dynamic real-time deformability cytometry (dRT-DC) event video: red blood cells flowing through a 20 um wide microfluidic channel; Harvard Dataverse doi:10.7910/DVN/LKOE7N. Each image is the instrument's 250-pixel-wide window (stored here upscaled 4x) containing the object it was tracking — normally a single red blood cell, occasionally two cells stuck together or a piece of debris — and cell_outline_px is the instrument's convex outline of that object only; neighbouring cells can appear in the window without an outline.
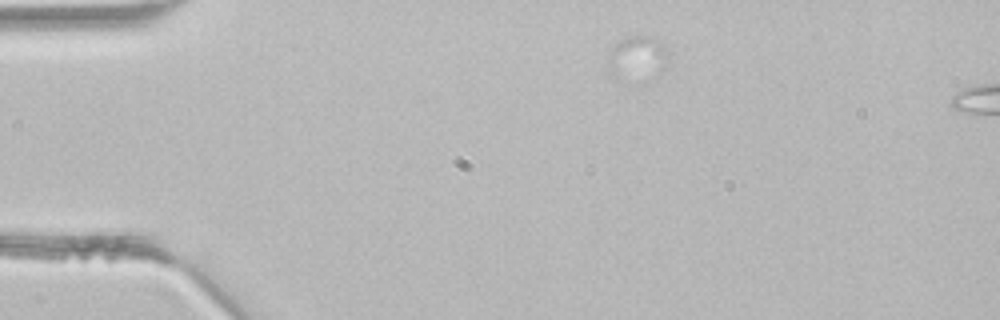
{"species": "common noctule bat (a hibernating species)", "species_latin": "Nyctalus noctula", "temperature_condition": "room temperature", "stored_images_in_passage": 2, "camera_frame_rate_fps": 3000, "um_per_image_px": 0.085, "animal": {"sex": "male", "body_mass_g": 21.5, "forearm_length_mm": 52.0}, "frame": {"image": 1, "passage_image": 1, "time_ms": 0.0, "image_size_px": [1000, 320], "cell_outline_px": [[668, 60], [660, 76], [644, 84], [636, 84], [608, 72], [608, 56], [616, 40], [624, 36], [648, 36], [660, 40], [668, 48]], "centroid_in_image_um": [54.22, 4.99], "position_along_channel_um": 30.8, "area_um2": 16.76}}